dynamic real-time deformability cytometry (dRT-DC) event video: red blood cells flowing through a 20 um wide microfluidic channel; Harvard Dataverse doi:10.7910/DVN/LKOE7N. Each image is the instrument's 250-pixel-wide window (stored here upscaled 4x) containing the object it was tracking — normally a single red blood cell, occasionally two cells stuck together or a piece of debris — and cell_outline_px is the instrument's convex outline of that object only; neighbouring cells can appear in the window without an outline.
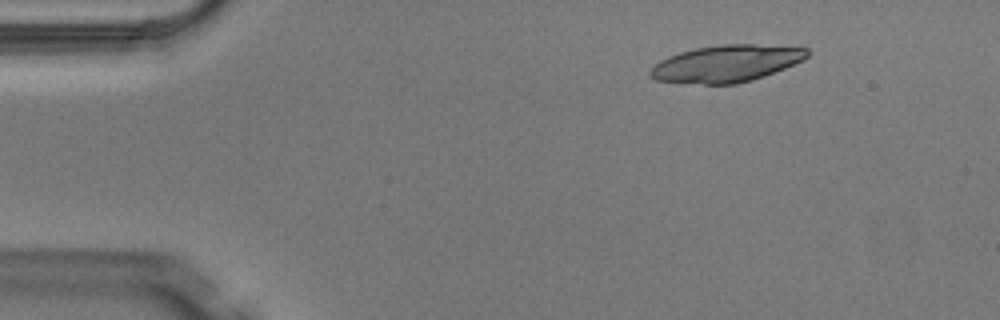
{"species": "Egyptian fruit bat (a non-hibernating species)", "species_latin": "Rousettus aegyptiacus", "temperature_condition": "warm", "stored_images_in_passage": 3, "camera_frame_rate_fps": 3000, "um_per_image_px": 0.085, "animal": {"sex": "male"}, "frame": {"image": 1, "passage_image": 2, "time_ms": 0.333, "image_size_px": [1000, 320], "cell_outline_px": [[808, 56], [804, 60], [764, 76], [752, 80], [736, 84], [704, 84], [656, 80], [648, 76], [648, 72], [660, 60], [668, 56], [680, 52], [696, 48], [720, 44], [756, 44], [808, 48]], "centroid_in_image_um": [61.74, 5.4], "position_along_channel_um": 23.3, "area_um2": 33.7}}